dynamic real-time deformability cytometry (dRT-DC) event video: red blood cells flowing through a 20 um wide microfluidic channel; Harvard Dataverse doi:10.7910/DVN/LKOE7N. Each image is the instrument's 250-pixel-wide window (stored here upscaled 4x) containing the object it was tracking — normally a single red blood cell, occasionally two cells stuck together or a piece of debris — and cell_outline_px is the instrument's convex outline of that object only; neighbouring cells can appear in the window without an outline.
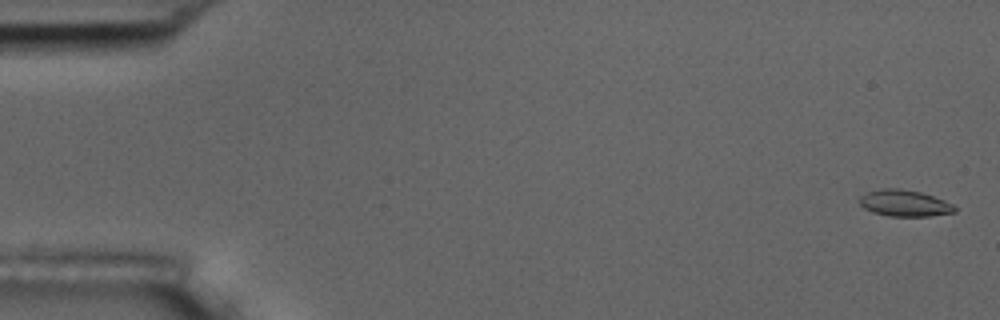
{"species": "common noctule bat (a hibernating species)", "species_latin": "Nyctalus noctula", "temperature_condition": "room temperature", "stored_images_in_passage": 56, "camera_frame_rate_fps": 3000, "um_per_image_px": 0.085, "animal": {"sex": "male", "body_mass_g": 17.5, "forearm_length_mm": 52.3}, "frame": {"image": 1, "passage_image": 2, "time_ms": 0.333, "image_size_px": [1000, 320], "cell_outline_px": [[956, 212], [932, 216], [888, 216], [872, 212], [864, 208], [860, 204], [860, 196], [868, 192], [884, 188], [900, 188], [920, 192], [944, 200], [952, 204], [956, 208]], "centroid_in_image_um": [76.89, 17.28], "position_along_channel_um": 8.1, "area_um2": 14.62}}
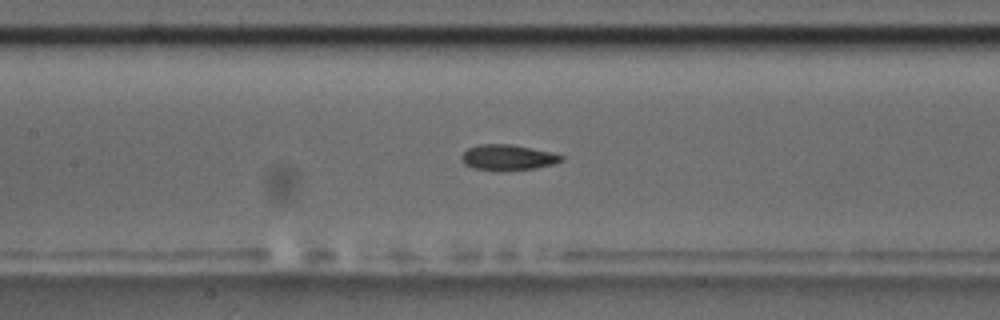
{"frame": {"image": 2, "passage_image": 26, "time_ms": 8.333, "image_size_px": [1000, 320], "cell_outline_px": [[564, 160], [552, 164], [536, 168], [476, 168], [464, 164], [460, 156], [468, 148], [480, 144], [508, 144], [548, 152], [564, 156]], "centroid_in_image_um": [43.15, 13.34], "position_along_channel_um": 164.3, "area_um2": 13.93}}
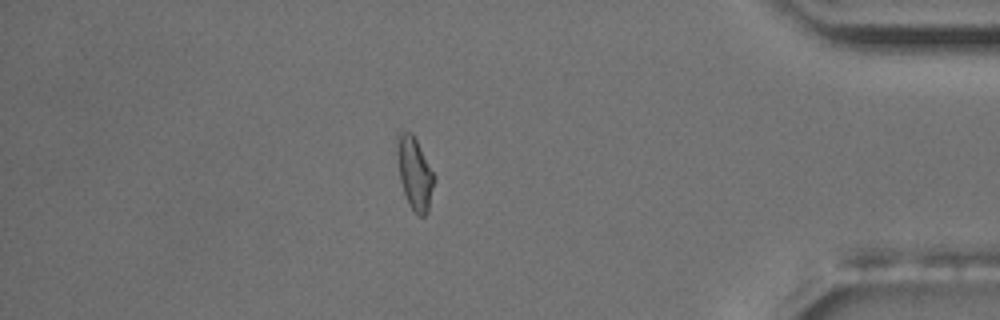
{"frame": {"image": 3, "passage_image": 48, "time_ms": 15.667, "image_size_px": [1000, 320], "cell_outline_px": [[436, 180], [428, 212], [424, 216], [420, 216], [412, 208], [404, 192], [400, 180], [396, 152], [396, 136], [400, 132], [412, 132]], "centroid_in_image_um": [35.24, 14.72], "position_along_channel_um": 400.0, "area_um2": 15.37}, "authors_computed_cell_mechanics": {"area_um2": 14.8257, "velocity_mm_per_s": 3.7248, "shape_relaxation_time_tau1_ms": null, "shape_relaxation_time_tau2_ms": 5.1118, "deformation_change_tau1": null, "deformation_change_tau2": 0.1019}}